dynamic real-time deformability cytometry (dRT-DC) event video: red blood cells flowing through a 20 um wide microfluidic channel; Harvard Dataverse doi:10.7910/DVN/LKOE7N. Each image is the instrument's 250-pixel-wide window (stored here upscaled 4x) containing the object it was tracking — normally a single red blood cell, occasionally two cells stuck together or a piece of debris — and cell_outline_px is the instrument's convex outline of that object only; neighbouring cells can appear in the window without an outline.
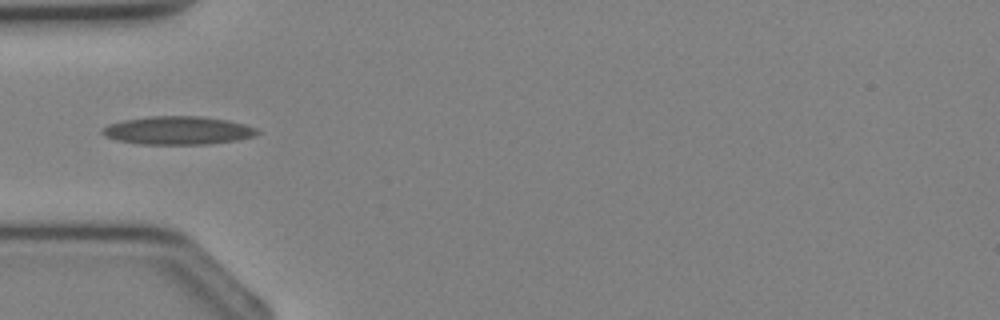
{"species": "Egyptian fruit bat (a non-hibernating species)", "species_latin": "Rousettus aegyptiacus", "temperature_condition": "cold", "stored_images_in_passage": 25, "camera_frame_rate_fps": 3000, "um_per_image_px": 0.085, "animal": {"sex": "female"}, "frame": {"image": 1, "passage_image": 1, "time_ms": 0.0, "image_size_px": [1000, 320], "cell_outline_px": [[260, 132], [252, 136], [236, 140], [208, 144], [136, 144], [116, 140], [104, 136], [100, 132], [100, 128], [108, 124], [124, 120], [148, 116], [200, 116], [228, 120], [244, 124], [256, 128]], "centroid_in_image_um": [15.05, 11.09], "position_along_channel_um": 69.9, "area_um2": 25.61}}
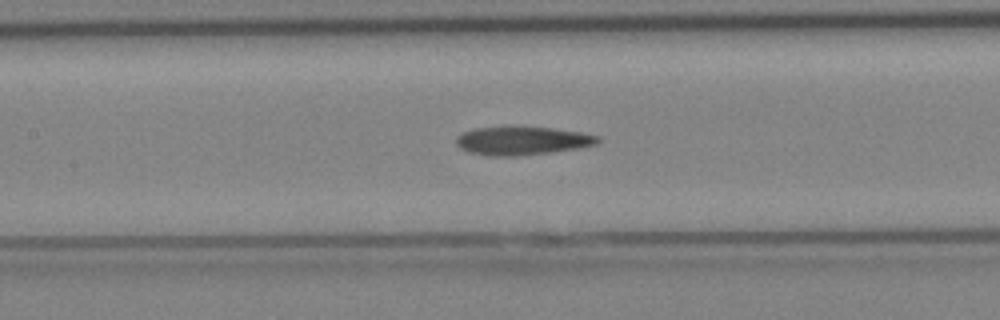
{"frame": {"image": 2, "passage_image": 6, "time_ms": 1.667, "image_size_px": [1000, 320], "cell_outline_px": [[600, 140], [596, 144], [580, 148], [516, 156], [488, 156], [468, 152], [460, 148], [456, 144], [456, 136], [464, 132], [476, 128], [516, 124], [552, 128], [580, 132], [600, 136]], "centroid_in_image_um": [44.35, 11.93], "position_along_channel_um": 163.0, "area_um2": 24.1}}
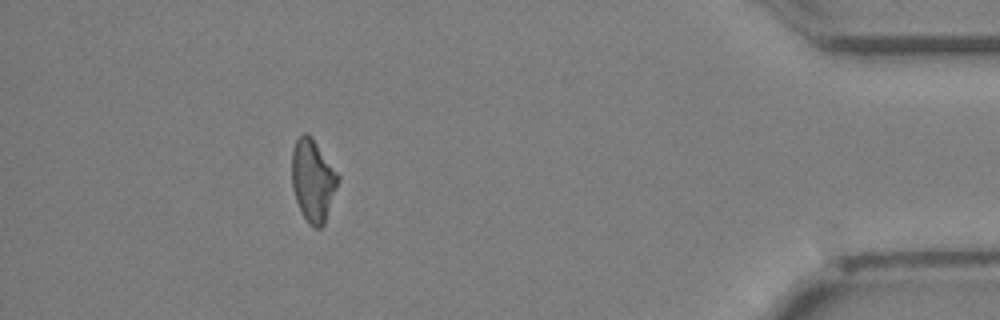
{"frame": {"image": 3, "passage_image": 22, "time_ms": 7.0, "image_size_px": [1000, 320], "cell_outline_px": [[340, 180], [324, 224], [320, 228], [312, 228], [304, 216], [296, 200], [292, 188], [292, 152], [296, 140], [304, 132], [308, 132], [312, 136], [340, 176]], "centroid_in_image_um": [26.61, 15.31], "position_along_channel_um": 408.6, "area_um2": 22.2}}